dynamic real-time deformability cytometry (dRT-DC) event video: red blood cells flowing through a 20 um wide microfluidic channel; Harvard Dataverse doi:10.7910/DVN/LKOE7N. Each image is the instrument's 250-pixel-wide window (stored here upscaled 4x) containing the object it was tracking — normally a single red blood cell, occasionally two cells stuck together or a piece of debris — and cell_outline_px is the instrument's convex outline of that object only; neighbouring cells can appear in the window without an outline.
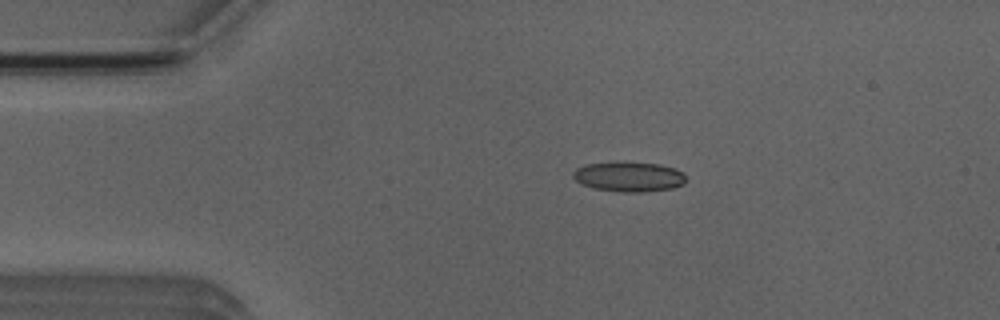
{"species": "Egyptian fruit bat (a non-hibernating species)", "species_latin": "Rousettus aegyptiacus", "temperature_condition": "room temperature", "stored_images_in_passage": 43, "camera_frame_rate_fps": 3000, "um_per_image_px": 0.085, "animal": {"sex": "male"}, "frame": {"image": 1, "passage_image": 1, "time_ms": 0.0, "image_size_px": [1000, 320], "cell_outline_px": [[684, 184], [672, 188], [644, 192], [620, 192], [596, 188], [580, 184], [572, 176], [572, 172], [576, 168], [588, 164], [624, 160], [660, 164], [672, 168], [680, 172], [684, 176]], "centroid_in_image_um": [53.41, 15.0], "position_along_channel_um": 31.6, "area_um2": 19.88}}
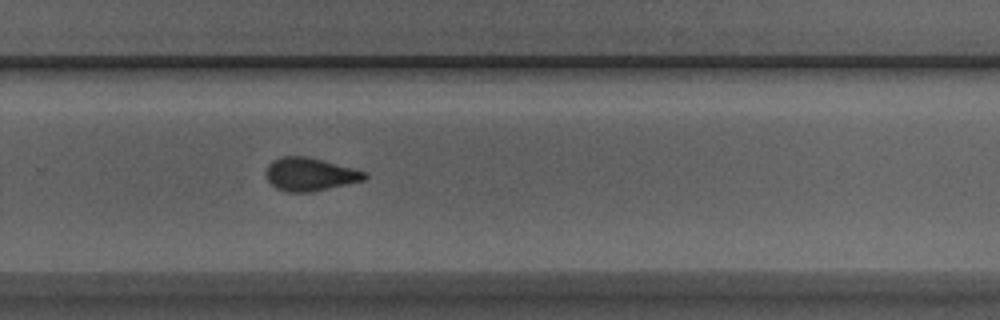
{"frame": {"image": 2, "passage_image": 25, "time_ms": 8.0, "image_size_px": [1000, 320], "cell_outline_px": [[368, 176], [364, 180], [312, 192], [284, 192], [276, 188], [264, 176], [264, 172], [268, 164], [272, 160], [280, 156], [304, 156], [368, 172]], "centroid_in_image_um": [26.29, 14.82], "position_along_channel_um": 303.5, "area_um2": 19.07}}
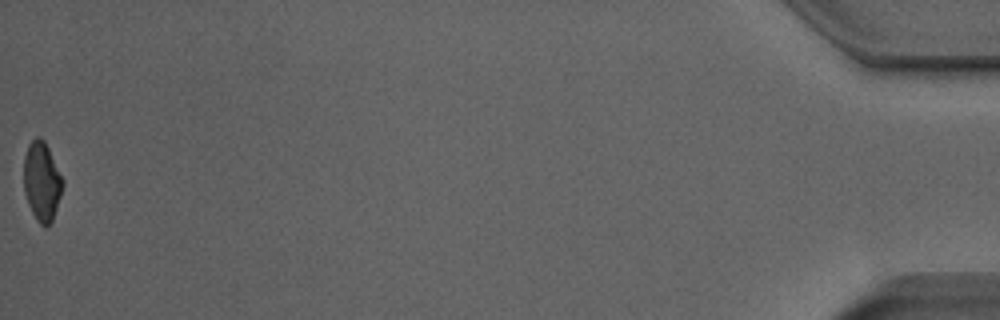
{"frame": {"image": 3, "passage_image": 43, "time_ms": 14.0, "image_size_px": [1000, 320], "cell_outline_px": [[64, 184], [52, 220], [44, 228], [36, 220], [28, 204], [24, 192], [24, 156], [28, 144], [36, 136], [40, 136], [44, 140], [64, 180]], "centroid_in_image_um": [3.55, 15.4], "position_along_channel_um": 431.7, "area_um2": 17.92}, "authors_computed_cell_mechanics": {"area_um2": 19.1896, "velocity_mm_per_s": 3.9356, "shape_relaxation_time_tau1_ms": 9.0327, "shape_relaxation_time_tau2_ms": 1.253, "deformation_change_tau1": 0.2062, "deformation_change_tau2": 0.077}}